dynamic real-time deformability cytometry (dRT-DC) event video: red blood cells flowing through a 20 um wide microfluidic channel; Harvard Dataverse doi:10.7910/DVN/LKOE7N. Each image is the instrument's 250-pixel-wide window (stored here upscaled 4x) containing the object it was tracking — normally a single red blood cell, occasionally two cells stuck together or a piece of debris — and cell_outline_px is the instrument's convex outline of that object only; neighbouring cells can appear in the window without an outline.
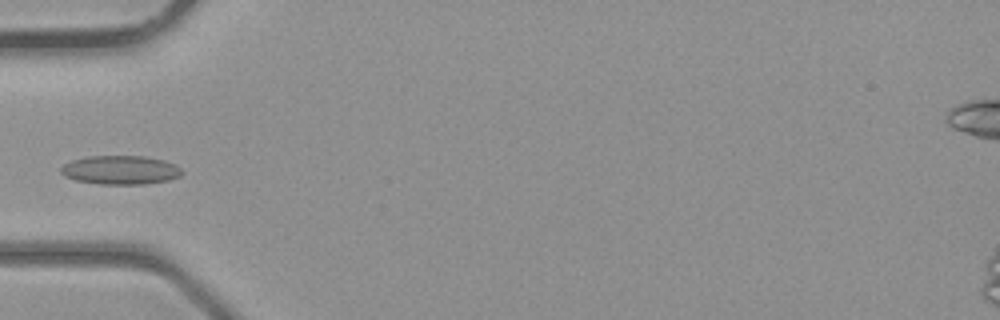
{"species": "common noctule bat (a hibernating species)", "species_latin": "Nyctalus noctula", "temperature_condition": "room temperature", "stored_images_in_passage": 4, "camera_frame_rate_fps": 3000, "um_per_image_px": 0.085, "animal": {"sex": "male", "body_mass_g": 23.1, "forearm_length_mm": 52.7}, "frame": {"image": 1, "passage_image": 4, "time_ms": 3.667, "image_size_px": [1000, 320], "cell_outline_px": [[184, 172], [180, 176], [168, 180], [144, 184], [100, 184], [76, 180], [64, 176], [60, 172], [60, 168], [64, 164], [72, 160], [88, 156], [144, 156], [164, 160], [176, 164]], "centroid_in_image_um": [10.25, 14.44], "position_along_channel_um": 74.8, "area_um2": 20.4}}